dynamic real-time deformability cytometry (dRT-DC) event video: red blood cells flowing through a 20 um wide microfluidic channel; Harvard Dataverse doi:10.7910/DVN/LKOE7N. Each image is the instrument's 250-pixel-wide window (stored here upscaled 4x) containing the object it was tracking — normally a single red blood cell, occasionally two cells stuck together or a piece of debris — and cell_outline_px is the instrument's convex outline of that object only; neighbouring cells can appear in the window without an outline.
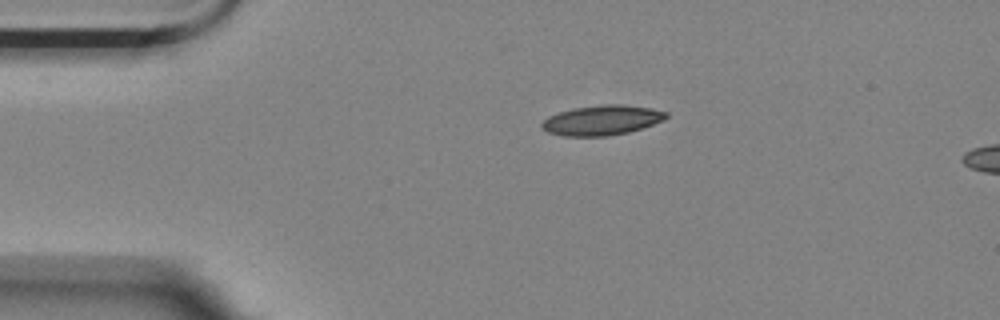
{"species": "Egyptian fruit bat (a non-hibernating species)", "species_latin": "Rousettus aegyptiacus", "temperature_condition": "room temperature", "stored_images_in_passage": 47, "segment_of_instrument_passage": [1, 2], "camera_frame_rate_fps": 3000, "um_per_image_px": 0.085, "animal": {"sex": "female"}, "frame": {"image": 1, "passage_image": 1, "time_ms": 0.0, "image_size_px": [1000, 320], "cell_outline_px": [[668, 116], [664, 120], [628, 132], [608, 136], [564, 136], [548, 132], [540, 128], [540, 124], [548, 116], [560, 112], [576, 108], [604, 104], [624, 104], [652, 108], [668, 112]], "centroid_in_image_um": [51.16, 10.21], "position_along_channel_um": 33.8, "area_um2": 21.62}}
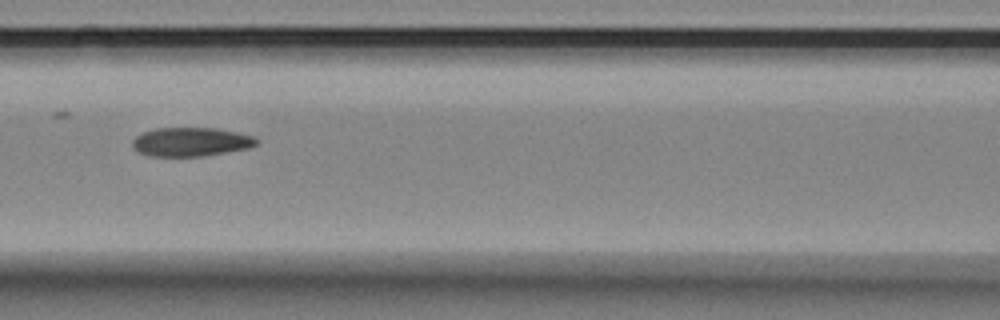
{"frame": {"image": 2, "passage_image": 14, "time_ms": 4.333, "image_size_px": [1000, 320], "cell_outline_px": [[260, 140], [256, 144], [248, 148], [200, 156], [148, 156], [140, 152], [132, 144], [132, 140], [136, 136], [144, 132], [156, 128], [216, 128], [256, 136]], "centroid_in_image_um": [16.25, 12.05], "position_along_channel_um": 150.3, "area_um2": 20.69}}
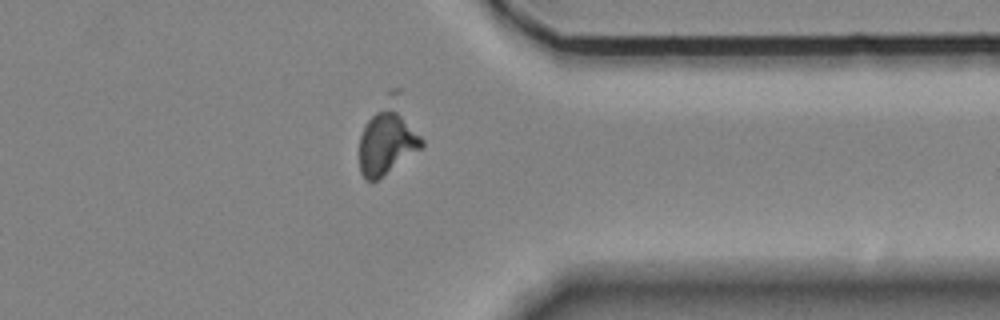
{"frame": {"image": 3, "passage_image": 34, "time_ms": 11.0, "image_size_px": [1000, 320], "cell_outline_px": [[424, 144], [420, 148], [376, 180], [364, 180], [360, 172], [360, 136], [364, 124], [376, 112], [388, 108], [396, 112], [424, 140]], "centroid_in_image_um": [32.81, 12.21], "position_along_channel_um": 378.6, "area_um2": 21.68}}